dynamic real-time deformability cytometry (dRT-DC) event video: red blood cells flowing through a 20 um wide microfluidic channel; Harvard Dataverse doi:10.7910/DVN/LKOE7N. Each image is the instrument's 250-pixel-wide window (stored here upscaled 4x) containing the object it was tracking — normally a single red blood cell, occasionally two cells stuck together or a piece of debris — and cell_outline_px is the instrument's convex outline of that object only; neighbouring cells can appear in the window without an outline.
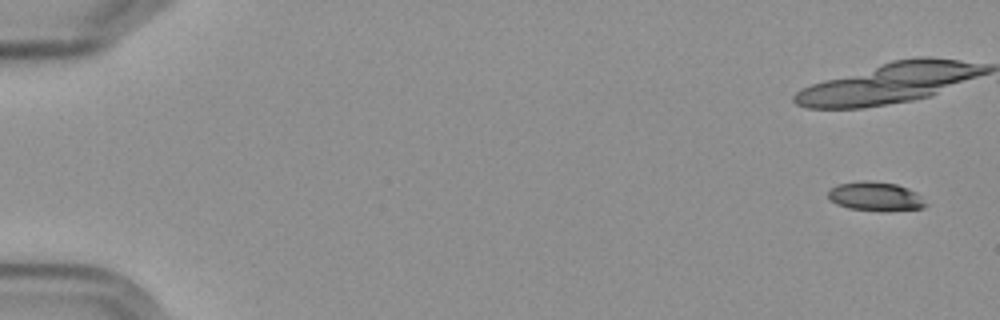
{"species": "Egyptian fruit bat (a non-hibernating species)", "species_latin": "Rousettus aegyptiacus", "temperature_condition": "cold", "stored_images_in_passage": 7, "camera_frame_rate_fps": 3000, "um_per_image_px": 0.085, "frame": {"image": 1, "passage_image": 1, "time_ms": 0.0, "image_size_px": [1000, 320], "cell_outline_px": [[928, 204], [924, 208], [888, 212], [880, 212], [848, 208], [836, 204], [828, 196], [828, 188], [836, 184], [864, 180], [868, 180], [896, 184], [908, 188], [916, 192]], "centroid_in_image_um": [74.42, 16.71], "position_along_channel_um": 10.6, "area_um2": 16.94}}
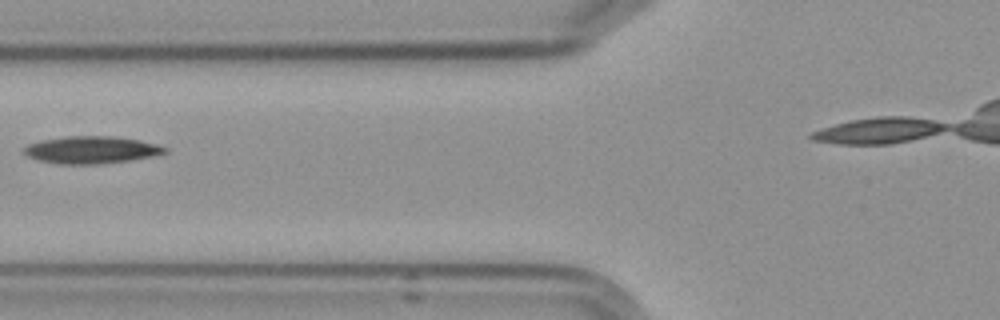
{"frame": {"image": 2, "passage_image": 7, "time_ms": 8.0, "image_size_px": [1000, 320], "cell_outline_px": [[168, 152], [152, 156], [128, 160], [96, 164], [60, 164], [40, 160], [28, 156], [24, 152], [24, 148], [28, 144], [44, 140], [68, 136], [116, 136], [140, 140], [156, 144], [168, 148]], "centroid_in_image_um": [7.8, 12.73], "position_along_channel_um": 118.0, "area_um2": 22.14}}